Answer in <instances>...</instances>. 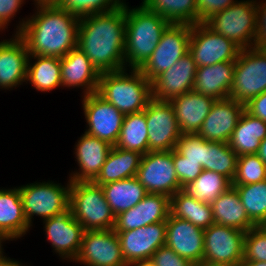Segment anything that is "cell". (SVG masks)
Returning <instances> with one entry per match:
<instances>
[{"instance_id": "1", "label": "cell", "mask_w": 266, "mask_h": 266, "mask_svg": "<svg viewBox=\"0 0 266 266\" xmlns=\"http://www.w3.org/2000/svg\"><path fill=\"white\" fill-rule=\"evenodd\" d=\"M126 4L80 18L77 47L101 74L125 69Z\"/></svg>"}, {"instance_id": "2", "label": "cell", "mask_w": 266, "mask_h": 266, "mask_svg": "<svg viewBox=\"0 0 266 266\" xmlns=\"http://www.w3.org/2000/svg\"><path fill=\"white\" fill-rule=\"evenodd\" d=\"M35 5V15L20 21L15 34L25 41L29 55L64 57L77 47L80 18L54 3Z\"/></svg>"}, {"instance_id": "3", "label": "cell", "mask_w": 266, "mask_h": 266, "mask_svg": "<svg viewBox=\"0 0 266 266\" xmlns=\"http://www.w3.org/2000/svg\"><path fill=\"white\" fill-rule=\"evenodd\" d=\"M171 23L142 3L139 7L126 5L125 69H140L157 47L163 32Z\"/></svg>"}, {"instance_id": "4", "label": "cell", "mask_w": 266, "mask_h": 266, "mask_svg": "<svg viewBox=\"0 0 266 266\" xmlns=\"http://www.w3.org/2000/svg\"><path fill=\"white\" fill-rule=\"evenodd\" d=\"M100 74L97 93L124 115L143 111L152 99V83L139 69Z\"/></svg>"}, {"instance_id": "5", "label": "cell", "mask_w": 266, "mask_h": 266, "mask_svg": "<svg viewBox=\"0 0 266 266\" xmlns=\"http://www.w3.org/2000/svg\"><path fill=\"white\" fill-rule=\"evenodd\" d=\"M69 209L85 231L114 229L116 216L102 187L93 181L71 182Z\"/></svg>"}, {"instance_id": "6", "label": "cell", "mask_w": 266, "mask_h": 266, "mask_svg": "<svg viewBox=\"0 0 266 266\" xmlns=\"http://www.w3.org/2000/svg\"><path fill=\"white\" fill-rule=\"evenodd\" d=\"M256 1H236L204 23L214 32L232 40L241 49L252 48L255 45L257 25Z\"/></svg>"}, {"instance_id": "7", "label": "cell", "mask_w": 266, "mask_h": 266, "mask_svg": "<svg viewBox=\"0 0 266 266\" xmlns=\"http://www.w3.org/2000/svg\"><path fill=\"white\" fill-rule=\"evenodd\" d=\"M266 91V54L258 48L241 49L234 69L229 98L248 103Z\"/></svg>"}, {"instance_id": "8", "label": "cell", "mask_w": 266, "mask_h": 266, "mask_svg": "<svg viewBox=\"0 0 266 266\" xmlns=\"http://www.w3.org/2000/svg\"><path fill=\"white\" fill-rule=\"evenodd\" d=\"M70 185L69 179L66 187L52 181L34 182L19 187L24 214L30 227L34 215L45 220L69 209Z\"/></svg>"}, {"instance_id": "9", "label": "cell", "mask_w": 266, "mask_h": 266, "mask_svg": "<svg viewBox=\"0 0 266 266\" xmlns=\"http://www.w3.org/2000/svg\"><path fill=\"white\" fill-rule=\"evenodd\" d=\"M245 233L217 223L204 229L203 263L212 266H242Z\"/></svg>"}, {"instance_id": "10", "label": "cell", "mask_w": 266, "mask_h": 266, "mask_svg": "<svg viewBox=\"0 0 266 266\" xmlns=\"http://www.w3.org/2000/svg\"><path fill=\"white\" fill-rule=\"evenodd\" d=\"M190 24H170L163 32L150 58L139 69L152 82L189 52Z\"/></svg>"}, {"instance_id": "11", "label": "cell", "mask_w": 266, "mask_h": 266, "mask_svg": "<svg viewBox=\"0 0 266 266\" xmlns=\"http://www.w3.org/2000/svg\"><path fill=\"white\" fill-rule=\"evenodd\" d=\"M240 50L232 40L214 32L205 23L191 25L189 53L197 67L236 61Z\"/></svg>"}, {"instance_id": "12", "label": "cell", "mask_w": 266, "mask_h": 266, "mask_svg": "<svg viewBox=\"0 0 266 266\" xmlns=\"http://www.w3.org/2000/svg\"><path fill=\"white\" fill-rule=\"evenodd\" d=\"M136 177L147 193L171 197L183 189L176 175L172 151H148L142 155Z\"/></svg>"}, {"instance_id": "13", "label": "cell", "mask_w": 266, "mask_h": 266, "mask_svg": "<svg viewBox=\"0 0 266 266\" xmlns=\"http://www.w3.org/2000/svg\"><path fill=\"white\" fill-rule=\"evenodd\" d=\"M143 111L148 129V151L161 152L176 149L182 133L170 101L152 98Z\"/></svg>"}, {"instance_id": "14", "label": "cell", "mask_w": 266, "mask_h": 266, "mask_svg": "<svg viewBox=\"0 0 266 266\" xmlns=\"http://www.w3.org/2000/svg\"><path fill=\"white\" fill-rule=\"evenodd\" d=\"M82 97V107L88 123L85 132L115 146L125 115L97 92Z\"/></svg>"}, {"instance_id": "15", "label": "cell", "mask_w": 266, "mask_h": 266, "mask_svg": "<svg viewBox=\"0 0 266 266\" xmlns=\"http://www.w3.org/2000/svg\"><path fill=\"white\" fill-rule=\"evenodd\" d=\"M74 261L86 266H127L114 229L85 231Z\"/></svg>"}, {"instance_id": "16", "label": "cell", "mask_w": 266, "mask_h": 266, "mask_svg": "<svg viewBox=\"0 0 266 266\" xmlns=\"http://www.w3.org/2000/svg\"><path fill=\"white\" fill-rule=\"evenodd\" d=\"M119 237L121 252L126 264L150 259L166 241V221L152 223L128 231H115Z\"/></svg>"}, {"instance_id": "17", "label": "cell", "mask_w": 266, "mask_h": 266, "mask_svg": "<svg viewBox=\"0 0 266 266\" xmlns=\"http://www.w3.org/2000/svg\"><path fill=\"white\" fill-rule=\"evenodd\" d=\"M43 222L46 238L52 244L54 252L65 260L74 261L81 249L85 230L73 217L70 209Z\"/></svg>"}, {"instance_id": "18", "label": "cell", "mask_w": 266, "mask_h": 266, "mask_svg": "<svg viewBox=\"0 0 266 266\" xmlns=\"http://www.w3.org/2000/svg\"><path fill=\"white\" fill-rule=\"evenodd\" d=\"M165 246L194 265L203 263L204 229L193 225L188 220L169 214L166 220Z\"/></svg>"}, {"instance_id": "19", "label": "cell", "mask_w": 266, "mask_h": 266, "mask_svg": "<svg viewBox=\"0 0 266 266\" xmlns=\"http://www.w3.org/2000/svg\"><path fill=\"white\" fill-rule=\"evenodd\" d=\"M197 65L188 52L172 67L158 75L152 83V98L161 101L193 91Z\"/></svg>"}, {"instance_id": "20", "label": "cell", "mask_w": 266, "mask_h": 266, "mask_svg": "<svg viewBox=\"0 0 266 266\" xmlns=\"http://www.w3.org/2000/svg\"><path fill=\"white\" fill-rule=\"evenodd\" d=\"M244 110L236 100H216L197 134L210 142L228 143Z\"/></svg>"}, {"instance_id": "21", "label": "cell", "mask_w": 266, "mask_h": 266, "mask_svg": "<svg viewBox=\"0 0 266 266\" xmlns=\"http://www.w3.org/2000/svg\"><path fill=\"white\" fill-rule=\"evenodd\" d=\"M170 214V197L148 193L136 206L116 216L114 231H128L166 221Z\"/></svg>"}, {"instance_id": "22", "label": "cell", "mask_w": 266, "mask_h": 266, "mask_svg": "<svg viewBox=\"0 0 266 266\" xmlns=\"http://www.w3.org/2000/svg\"><path fill=\"white\" fill-rule=\"evenodd\" d=\"M0 42V88L12 89L26 82L29 52L25 41L15 34Z\"/></svg>"}, {"instance_id": "23", "label": "cell", "mask_w": 266, "mask_h": 266, "mask_svg": "<svg viewBox=\"0 0 266 266\" xmlns=\"http://www.w3.org/2000/svg\"><path fill=\"white\" fill-rule=\"evenodd\" d=\"M112 147L107 141L84 132L74 148L79 172L70 175L71 182L93 181L100 173Z\"/></svg>"}, {"instance_id": "24", "label": "cell", "mask_w": 266, "mask_h": 266, "mask_svg": "<svg viewBox=\"0 0 266 266\" xmlns=\"http://www.w3.org/2000/svg\"><path fill=\"white\" fill-rule=\"evenodd\" d=\"M61 80L64 87H83V96L97 92L100 73L78 47L60 58ZM85 88V89H84Z\"/></svg>"}, {"instance_id": "25", "label": "cell", "mask_w": 266, "mask_h": 266, "mask_svg": "<svg viewBox=\"0 0 266 266\" xmlns=\"http://www.w3.org/2000/svg\"><path fill=\"white\" fill-rule=\"evenodd\" d=\"M216 99L190 91L170 100L182 134L200 130Z\"/></svg>"}, {"instance_id": "26", "label": "cell", "mask_w": 266, "mask_h": 266, "mask_svg": "<svg viewBox=\"0 0 266 266\" xmlns=\"http://www.w3.org/2000/svg\"><path fill=\"white\" fill-rule=\"evenodd\" d=\"M236 61L197 67L193 91L216 100L228 99Z\"/></svg>"}, {"instance_id": "27", "label": "cell", "mask_w": 266, "mask_h": 266, "mask_svg": "<svg viewBox=\"0 0 266 266\" xmlns=\"http://www.w3.org/2000/svg\"><path fill=\"white\" fill-rule=\"evenodd\" d=\"M29 228L19 187L0 189V235L5 240H13L23 237Z\"/></svg>"}, {"instance_id": "28", "label": "cell", "mask_w": 266, "mask_h": 266, "mask_svg": "<svg viewBox=\"0 0 266 266\" xmlns=\"http://www.w3.org/2000/svg\"><path fill=\"white\" fill-rule=\"evenodd\" d=\"M265 137L266 122L244 110L228 144L238 156L257 154Z\"/></svg>"}, {"instance_id": "29", "label": "cell", "mask_w": 266, "mask_h": 266, "mask_svg": "<svg viewBox=\"0 0 266 266\" xmlns=\"http://www.w3.org/2000/svg\"><path fill=\"white\" fill-rule=\"evenodd\" d=\"M142 154L113 146L101 167L100 173L93 180L97 185H105L123 179L135 177Z\"/></svg>"}, {"instance_id": "30", "label": "cell", "mask_w": 266, "mask_h": 266, "mask_svg": "<svg viewBox=\"0 0 266 266\" xmlns=\"http://www.w3.org/2000/svg\"><path fill=\"white\" fill-rule=\"evenodd\" d=\"M214 222L247 232L255 225L249 219L237 190L231 186L212 203Z\"/></svg>"}, {"instance_id": "31", "label": "cell", "mask_w": 266, "mask_h": 266, "mask_svg": "<svg viewBox=\"0 0 266 266\" xmlns=\"http://www.w3.org/2000/svg\"><path fill=\"white\" fill-rule=\"evenodd\" d=\"M101 187L115 216L136 206L148 194L136 176L110 182Z\"/></svg>"}, {"instance_id": "32", "label": "cell", "mask_w": 266, "mask_h": 266, "mask_svg": "<svg viewBox=\"0 0 266 266\" xmlns=\"http://www.w3.org/2000/svg\"><path fill=\"white\" fill-rule=\"evenodd\" d=\"M170 215L188 220L202 229L215 223L211 204L197 200L183 189L170 197Z\"/></svg>"}, {"instance_id": "33", "label": "cell", "mask_w": 266, "mask_h": 266, "mask_svg": "<svg viewBox=\"0 0 266 266\" xmlns=\"http://www.w3.org/2000/svg\"><path fill=\"white\" fill-rule=\"evenodd\" d=\"M26 81L36 90L49 92L62 86L60 58L29 55ZM31 58L36 60L30 63Z\"/></svg>"}, {"instance_id": "34", "label": "cell", "mask_w": 266, "mask_h": 266, "mask_svg": "<svg viewBox=\"0 0 266 266\" xmlns=\"http://www.w3.org/2000/svg\"><path fill=\"white\" fill-rule=\"evenodd\" d=\"M142 4L172 24H198L196 0H143Z\"/></svg>"}, {"instance_id": "35", "label": "cell", "mask_w": 266, "mask_h": 266, "mask_svg": "<svg viewBox=\"0 0 266 266\" xmlns=\"http://www.w3.org/2000/svg\"><path fill=\"white\" fill-rule=\"evenodd\" d=\"M116 147L136 151L144 155L148 152V129L144 111L124 116Z\"/></svg>"}, {"instance_id": "36", "label": "cell", "mask_w": 266, "mask_h": 266, "mask_svg": "<svg viewBox=\"0 0 266 266\" xmlns=\"http://www.w3.org/2000/svg\"><path fill=\"white\" fill-rule=\"evenodd\" d=\"M231 186L232 182L227 177L203 169L199 177L186 185L183 190L197 200L211 204Z\"/></svg>"}, {"instance_id": "37", "label": "cell", "mask_w": 266, "mask_h": 266, "mask_svg": "<svg viewBox=\"0 0 266 266\" xmlns=\"http://www.w3.org/2000/svg\"><path fill=\"white\" fill-rule=\"evenodd\" d=\"M232 186L237 190L251 222L255 226H266V180Z\"/></svg>"}, {"instance_id": "38", "label": "cell", "mask_w": 266, "mask_h": 266, "mask_svg": "<svg viewBox=\"0 0 266 266\" xmlns=\"http://www.w3.org/2000/svg\"><path fill=\"white\" fill-rule=\"evenodd\" d=\"M238 155L228 143L206 140L205 170L217 172L231 182L236 173Z\"/></svg>"}, {"instance_id": "39", "label": "cell", "mask_w": 266, "mask_h": 266, "mask_svg": "<svg viewBox=\"0 0 266 266\" xmlns=\"http://www.w3.org/2000/svg\"><path fill=\"white\" fill-rule=\"evenodd\" d=\"M54 4L72 13L78 18L92 14L105 13L119 8L124 4L122 0H56Z\"/></svg>"}, {"instance_id": "40", "label": "cell", "mask_w": 266, "mask_h": 266, "mask_svg": "<svg viewBox=\"0 0 266 266\" xmlns=\"http://www.w3.org/2000/svg\"><path fill=\"white\" fill-rule=\"evenodd\" d=\"M266 180V164L257 154L238 156L232 185H247Z\"/></svg>"}, {"instance_id": "41", "label": "cell", "mask_w": 266, "mask_h": 266, "mask_svg": "<svg viewBox=\"0 0 266 266\" xmlns=\"http://www.w3.org/2000/svg\"><path fill=\"white\" fill-rule=\"evenodd\" d=\"M243 261L266 262V226H255L245 233Z\"/></svg>"}, {"instance_id": "42", "label": "cell", "mask_w": 266, "mask_h": 266, "mask_svg": "<svg viewBox=\"0 0 266 266\" xmlns=\"http://www.w3.org/2000/svg\"><path fill=\"white\" fill-rule=\"evenodd\" d=\"M206 140L195 134H182L177 141L176 150L185 160L199 163L205 170Z\"/></svg>"}, {"instance_id": "43", "label": "cell", "mask_w": 266, "mask_h": 266, "mask_svg": "<svg viewBox=\"0 0 266 266\" xmlns=\"http://www.w3.org/2000/svg\"><path fill=\"white\" fill-rule=\"evenodd\" d=\"M172 159L178 181L182 188L197 179L202 173L203 168L199 163L185 160V157L176 149L172 150Z\"/></svg>"}, {"instance_id": "44", "label": "cell", "mask_w": 266, "mask_h": 266, "mask_svg": "<svg viewBox=\"0 0 266 266\" xmlns=\"http://www.w3.org/2000/svg\"><path fill=\"white\" fill-rule=\"evenodd\" d=\"M154 266H195L191 261L176 254L167 246L159 247L151 256Z\"/></svg>"}, {"instance_id": "45", "label": "cell", "mask_w": 266, "mask_h": 266, "mask_svg": "<svg viewBox=\"0 0 266 266\" xmlns=\"http://www.w3.org/2000/svg\"><path fill=\"white\" fill-rule=\"evenodd\" d=\"M236 0H196L198 23H204L212 15L225 10Z\"/></svg>"}, {"instance_id": "46", "label": "cell", "mask_w": 266, "mask_h": 266, "mask_svg": "<svg viewBox=\"0 0 266 266\" xmlns=\"http://www.w3.org/2000/svg\"><path fill=\"white\" fill-rule=\"evenodd\" d=\"M256 15L257 25L254 48L260 49L266 45V2H256Z\"/></svg>"}, {"instance_id": "47", "label": "cell", "mask_w": 266, "mask_h": 266, "mask_svg": "<svg viewBox=\"0 0 266 266\" xmlns=\"http://www.w3.org/2000/svg\"><path fill=\"white\" fill-rule=\"evenodd\" d=\"M23 3L24 0H0V31L7 28Z\"/></svg>"}, {"instance_id": "48", "label": "cell", "mask_w": 266, "mask_h": 266, "mask_svg": "<svg viewBox=\"0 0 266 266\" xmlns=\"http://www.w3.org/2000/svg\"><path fill=\"white\" fill-rule=\"evenodd\" d=\"M245 110L252 116L266 122V91L246 103Z\"/></svg>"}, {"instance_id": "49", "label": "cell", "mask_w": 266, "mask_h": 266, "mask_svg": "<svg viewBox=\"0 0 266 266\" xmlns=\"http://www.w3.org/2000/svg\"><path fill=\"white\" fill-rule=\"evenodd\" d=\"M3 255H4L3 253L0 255V266H25L22 265L21 262L7 258L6 256Z\"/></svg>"}, {"instance_id": "50", "label": "cell", "mask_w": 266, "mask_h": 266, "mask_svg": "<svg viewBox=\"0 0 266 266\" xmlns=\"http://www.w3.org/2000/svg\"><path fill=\"white\" fill-rule=\"evenodd\" d=\"M257 155L266 164V137L261 141Z\"/></svg>"}, {"instance_id": "51", "label": "cell", "mask_w": 266, "mask_h": 266, "mask_svg": "<svg viewBox=\"0 0 266 266\" xmlns=\"http://www.w3.org/2000/svg\"><path fill=\"white\" fill-rule=\"evenodd\" d=\"M127 266H154V264L150 259H147L130 262Z\"/></svg>"}, {"instance_id": "52", "label": "cell", "mask_w": 266, "mask_h": 266, "mask_svg": "<svg viewBox=\"0 0 266 266\" xmlns=\"http://www.w3.org/2000/svg\"><path fill=\"white\" fill-rule=\"evenodd\" d=\"M242 266H266V262L261 261H243Z\"/></svg>"}, {"instance_id": "53", "label": "cell", "mask_w": 266, "mask_h": 266, "mask_svg": "<svg viewBox=\"0 0 266 266\" xmlns=\"http://www.w3.org/2000/svg\"><path fill=\"white\" fill-rule=\"evenodd\" d=\"M36 3H54L56 0H34Z\"/></svg>"}, {"instance_id": "54", "label": "cell", "mask_w": 266, "mask_h": 266, "mask_svg": "<svg viewBox=\"0 0 266 266\" xmlns=\"http://www.w3.org/2000/svg\"><path fill=\"white\" fill-rule=\"evenodd\" d=\"M3 241H6V240L0 235V255H1L2 253H4V252H3V249H2V246H3V245L1 244Z\"/></svg>"}, {"instance_id": "55", "label": "cell", "mask_w": 266, "mask_h": 266, "mask_svg": "<svg viewBox=\"0 0 266 266\" xmlns=\"http://www.w3.org/2000/svg\"><path fill=\"white\" fill-rule=\"evenodd\" d=\"M266 54V45L260 48Z\"/></svg>"}, {"instance_id": "56", "label": "cell", "mask_w": 266, "mask_h": 266, "mask_svg": "<svg viewBox=\"0 0 266 266\" xmlns=\"http://www.w3.org/2000/svg\"><path fill=\"white\" fill-rule=\"evenodd\" d=\"M195 266H212V265H207V264L202 263V264L195 265Z\"/></svg>"}]
</instances>
